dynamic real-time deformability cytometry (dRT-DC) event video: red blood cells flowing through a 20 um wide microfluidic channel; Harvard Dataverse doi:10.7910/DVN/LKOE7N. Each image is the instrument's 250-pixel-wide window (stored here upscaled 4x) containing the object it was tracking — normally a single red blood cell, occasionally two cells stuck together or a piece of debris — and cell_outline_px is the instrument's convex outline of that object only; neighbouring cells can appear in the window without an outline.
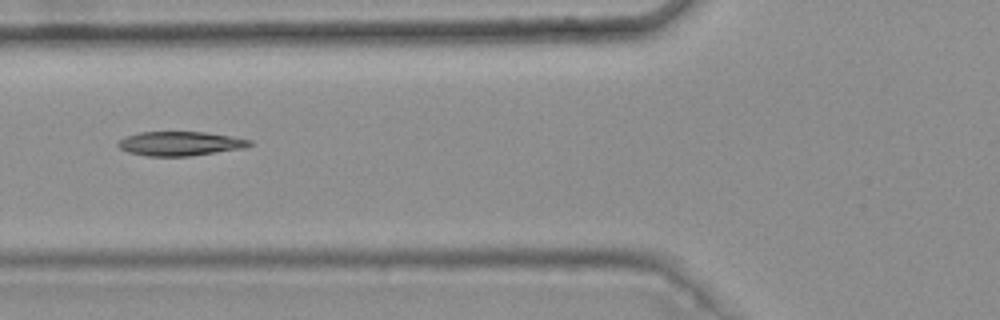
{"species": "common noctule bat (a hibernating species)", "species_latin": "Nyctalus noctula", "temperature_condition": "warm", "stored_images_in_passage": 9, "camera_frame_rate_fps": 3000, "um_per_image_px": 0.085, "animal": {"sex": "female", "body_mass_g": 25.1}, "frame": {"image": 1, "passage_image": 6, "time_ms": 1.667, "image_size_px": [1000, 320], "cell_outline_px": [[252, 144], [244, 148], [188, 156], [148, 156], [128, 152], [120, 148], [116, 144], [120, 140], [128, 136], [140, 132], [204, 132], [252, 140]], "centroid_in_image_um": [15.3, 12.21], "position_along_channel_um": 110.5, "area_um2": 18.26}}
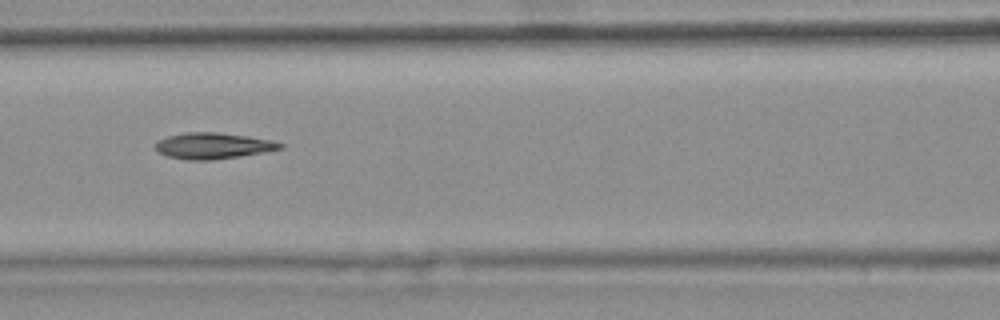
{"frame": {"image": 2, "passage_image": 7, "time_ms": 2.0, "image_size_px": [1000, 320], "cell_outline_px": [[284, 148], [240, 156], [212, 160], [184, 160], [168, 156], [156, 152], [152, 144], [156, 140], [168, 136], [184, 132], [216, 132], [272, 140], [284, 144]], "centroid_in_image_um": [18.02, 12.39], "position_along_channel_um": 148.6, "area_um2": 19.13}}